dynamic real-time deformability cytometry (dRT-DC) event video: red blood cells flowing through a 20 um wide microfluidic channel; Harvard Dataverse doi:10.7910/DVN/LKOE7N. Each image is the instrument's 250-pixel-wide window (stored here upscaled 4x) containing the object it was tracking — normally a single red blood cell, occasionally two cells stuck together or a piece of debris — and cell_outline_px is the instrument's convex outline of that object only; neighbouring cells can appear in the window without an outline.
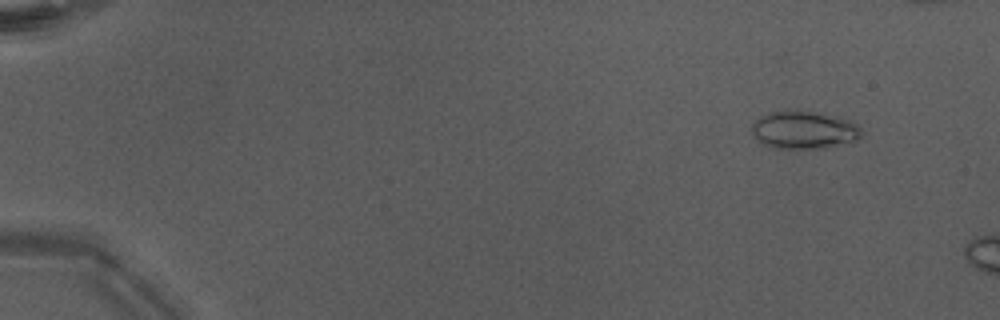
{"species": "Egyptian fruit bat (a non-hibernating species)", "species_latin": "Rousettus aegyptiacus", "temperature_condition": "warm", "stored_images_in_passage": 12, "camera_frame_rate_fps": 3000, "um_per_image_px": 0.085, "animal": {"sex": "male"}, "frame": {"image": 1, "passage_image": 3, "time_ms": 0.667, "image_size_px": [1000, 320], "cell_outline_px": [[860, 136], [856, 140], [824, 148], [776, 148], [760, 144], [752, 136], [752, 124], [760, 116], [772, 112], [788, 108], [816, 112], [852, 120], [860, 128]], "centroid_in_image_um": [68.28, 11.03], "position_along_channel_um": 16.7, "area_um2": 24.45}}